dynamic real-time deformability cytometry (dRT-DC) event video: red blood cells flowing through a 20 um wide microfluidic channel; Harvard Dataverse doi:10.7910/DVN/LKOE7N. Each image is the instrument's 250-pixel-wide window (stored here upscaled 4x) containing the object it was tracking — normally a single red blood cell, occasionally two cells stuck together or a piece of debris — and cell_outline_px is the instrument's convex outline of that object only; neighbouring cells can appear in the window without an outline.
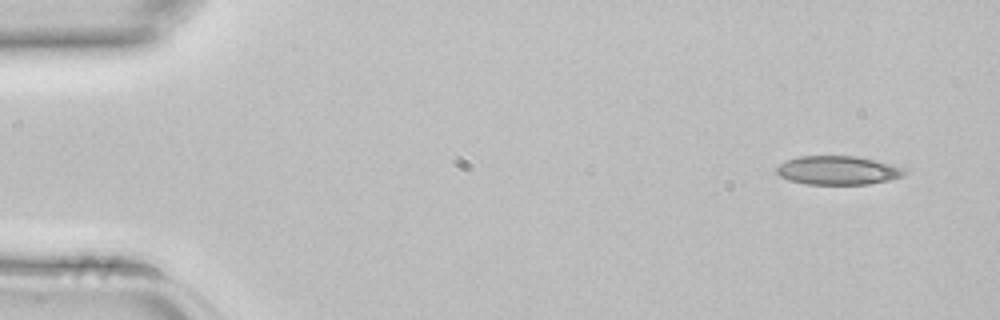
{"species": "common noctule bat (a hibernating species)", "species_latin": "Nyctalus noctula", "temperature_condition": "room temperature", "stored_images_in_passage": 3, "camera_frame_rate_fps": 3000, "um_per_image_px": 0.085, "animal": {"sex": "female", "body_mass_g": 22.7, "forearm_length_mm": 54.2}, "frame": {"image": 1, "passage_image": 1, "time_ms": 0.0, "image_size_px": [1000, 320], "cell_outline_px": [[908, 172], [904, 176], [888, 180], [868, 184], [808, 184], [788, 180], [780, 176], [776, 172], [776, 168], [780, 164], [788, 160], [800, 156], [856, 156], [876, 160], [904, 168]], "centroid_in_image_um": [71.24, 14.48], "position_along_channel_um": 13.8, "area_um2": 21.39}}